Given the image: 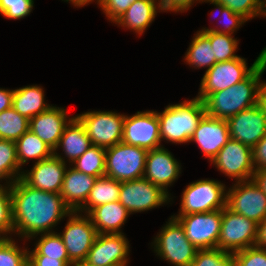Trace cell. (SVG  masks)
<instances>
[{"instance_id": "41", "label": "cell", "mask_w": 266, "mask_h": 266, "mask_svg": "<svg viewBox=\"0 0 266 266\" xmlns=\"http://www.w3.org/2000/svg\"><path fill=\"white\" fill-rule=\"evenodd\" d=\"M236 266H266V249L249 247L233 253Z\"/></svg>"}, {"instance_id": "24", "label": "cell", "mask_w": 266, "mask_h": 266, "mask_svg": "<svg viewBox=\"0 0 266 266\" xmlns=\"http://www.w3.org/2000/svg\"><path fill=\"white\" fill-rule=\"evenodd\" d=\"M157 9L160 10L157 0H136L115 21V24L131 29L141 35L154 21Z\"/></svg>"}, {"instance_id": "33", "label": "cell", "mask_w": 266, "mask_h": 266, "mask_svg": "<svg viewBox=\"0 0 266 266\" xmlns=\"http://www.w3.org/2000/svg\"><path fill=\"white\" fill-rule=\"evenodd\" d=\"M37 242L35 249L31 252L28 251V255H45L47 258L69 260L67 249L56 232L41 233V238Z\"/></svg>"}, {"instance_id": "45", "label": "cell", "mask_w": 266, "mask_h": 266, "mask_svg": "<svg viewBox=\"0 0 266 266\" xmlns=\"http://www.w3.org/2000/svg\"><path fill=\"white\" fill-rule=\"evenodd\" d=\"M252 149L255 170L266 169V135Z\"/></svg>"}, {"instance_id": "19", "label": "cell", "mask_w": 266, "mask_h": 266, "mask_svg": "<svg viewBox=\"0 0 266 266\" xmlns=\"http://www.w3.org/2000/svg\"><path fill=\"white\" fill-rule=\"evenodd\" d=\"M227 120H221L205 114L190 138L198 144L205 157L211 160L230 140Z\"/></svg>"}, {"instance_id": "18", "label": "cell", "mask_w": 266, "mask_h": 266, "mask_svg": "<svg viewBox=\"0 0 266 266\" xmlns=\"http://www.w3.org/2000/svg\"><path fill=\"white\" fill-rule=\"evenodd\" d=\"M230 138L253 148L266 135V116L254 105L227 120Z\"/></svg>"}, {"instance_id": "43", "label": "cell", "mask_w": 266, "mask_h": 266, "mask_svg": "<svg viewBox=\"0 0 266 266\" xmlns=\"http://www.w3.org/2000/svg\"><path fill=\"white\" fill-rule=\"evenodd\" d=\"M70 260L47 258L45 255H28V266H72Z\"/></svg>"}, {"instance_id": "2", "label": "cell", "mask_w": 266, "mask_h": 266, "mask_svg": "<svg viewBox=\"0 0 266 266\" xmlns=\"http://www.w3.org/2000/svg\"><path fill=\"white\" fill-rule=\"evenodd\" d=\"M264 49L265 60L246 79L229 88L211 93L203 100L208 116L228 120L256 105L260 78L266 70V48Z\"/></svg>"}, {"instance_id": "42", "label": "cell", "mask_w": 266, "mask_h": 266, "mask_svg": "<svg viewBox=\"0 0 266 266\" xmlns=\"http://www.w3.org/2000/svg\"><path fill=\"white\" fill-rule=\"evenodd\" d=\"M136 0H101L100 7L113 23L119 19Z\"/></svg>"}, {"instance_id": "17", "label": "cell", "mask_w": 266, "mask_h": 266, "mask_svg": "<svg viewBox=\"0 0 266 266\" xmlns=\"http://www.w3.org/2000/svg\"><path fill=\"white\" fill-rule=\"evenodd\" d=\"M129 242L122 234H98L85 262L95 266H126Z\"/></svg>"}, {"instance_id": "8", "label": "cell", "mask_w": 266, "mask_h": 266, "mask_svg": "<svg viewBox=\"0 0 266 266\" xmlns=\"http://www.w3.org/2000/svg\"><path fill=\"white\" fill-rule=\"evenodd\" d=\"M258 223L235 213L226 206L222 209V221L217 248L234 253L253 247L257 238Z\"/></svg>"}, {"instance_id": "25", "label": "cell", "mask_w": 266, "mask_h": 266, "mask_svg": "<svg viewBox=\"0 0 266 266\" xmlns=\"http://www.w3.org/2000/svg\"><path fill=\"white\" fill-rule=\"evenodd\" d=\"M91 146L92 144L84 125L77 117H72L70 122L66 125L58 146L54 151L62 147L65 156L69 158V163H72L83 155Z\"/></svg>"}, {"instance_id": "28", "label": "cell", "mask_w": 266, "mask_h": 266, "mask_svg": "<svg viewBox=\"0 0 266 266\" xmlns=\"http://www.w3.org/2000/svg\"><path fill=\"white\" fill-rule=\"evenodd\" d=\"M16 156L20 167L28 163L29 159L37 162L47 159L54 154V150L28 130L16 142Z\"/></svg>"}, {"instance_id": "22", "label": "cell", "mask_w": 266, "mask_h": 266, "mask_svg": "<svg viewBox=\"0 0 266 266\" xmlns=\"http://www.w3.org/2000/svg\"><path fill=\"white\" fill-rule=\"evenodd\" d=\"M97 178L73 167L66 170L60 195L71 211L77 212L85 204Z\"/></svg>"}, {"instance_id": "13", "label": "cell", "mask_w": 266, "mask_h": 266, "mask_svg": "<svg viewBox=\"0 0 266 266\" xmlns=\"http://www.w3.org/2000/svg\"><path fill=\"white\" fill-rule=\"evenodd\" d=\"M74 264L85 261L98 235L91 219L87 215H79L76 211L69 214V220L62 234H59Z\"/></svg>"}, {"instance_id": "26", "label": "cell", "mask_w": 266, "mask_h": 266, "mask_svg": "<svg viewBox=\"0 0 266 266\" xmlns=\"http://www.w3.org/2000/svg\"><path fill=\"white\" fill-rule=\"evenodd\" d=\"M44 96L43 88L37 85L15 89L12 107L21 116L30 120L51 107L45 103Z\"/></svg>"}, {"instance_id": "9", "label": "cell", "mask_w": 266, "mask_h": 266, "mask_svg": "<svg viewBox=\"0 0 266 266\" xmlns=\"http://www.w3.org/2000/svg\"><path fill=\"white\" fill-rule=\"evenodd\" d=\"M76 117L84 125L92 145L108 148L122 141L125 115L111 111H91Z\"/></svg>"}, {"instance_id": "16", "label": "cell", "mask_w": 266, "mask_h": 266, "mask_svg": "<svg viewBox=\"0 0 266 266\" xmlns=\"http://www.w3.org/2000/svg\"><path fill=\"white\" fill-rule=\"evenodd\" d=\"M65 159L56 151L44 160L35 162L30 172L22 173L21 179L31 188L60 194L67 170Z\"/></svg>"}, {"instance_id": "7", "label": "cell", "mask_w": 266, "mask_h": 266, "mask_svg": "<svg viewBox=\"0 0 266 266\" xmlns=\"http://www.w3.org/2000/svg\"><path fill=\"white\" fill-rule=\"evenodd\" d=\"M225 185L213 179L190 183L183 191L178 215L206 213L226 206Z\"/></svg>"}, {"instance_id": "20", "label": "cell", "mask_w": 266, "mask_h": 266, "mask_svg": "<svg viewBox=\"0 0 266 266\" xmlns=\"http://www.w3.org/2000/svg\"><path fill=\"white\" fill-rule=\"evenodd\" d=\"M180 171L179 162L163 146L147 152L143 177L161 187L166 193H168L167 187L178 179Z\"/></svg>"}, {"instance_id": "15", "label": "cell", "mask_w": 266, "mask_h": 266, "mask_svg": "<svg viewBox=\"0 0 266 266\" xmlns=\"http://www.w3.org/2000/svg\"><path fill=\"white\" fill-rule=\"evenodd\" d=\"M122 142L147 151L161 147L160 127L156 111H138L132 116L125 115Z\"/></svg>"}, {"instance_id": "29", "label": "cell", "mask_w": 266, "mask_h": 266, "mask_svg": "<svg viewBox=\"0 0 266 266\" xmlns=\"http://www.w3.org/2000/svg\"><path fill=\"white\" fill-rule=\"evenodd\" d=\"M185 61L195 68L207 67L210 69L215 63L213 48L210 39L203 33L197 32L186 52Z\"/></svg>"}, {"instance_id": "3", "label": "cell", "mask_w": 266, "mask_h": 266, "mask_svg": "<svg viewBox=\"0 0 266 266\" xmlns=\"http://www.w3.org/2000/svg\"><path fill=\"white\" fill-rule=\"evenodd\" d=\"M156 113L161 141L165 139L180 144L190 142L199 121L206 114L204 103L199 98L168 105L162 113Z\"/></svg>"}, {"instance_id": "23", "label": "cell", "mask_w": 266, "mask_h": 266, "mask_svg": "<svg viewBox=\"0 0 266 266\" xmlns=\"http://www.w3.org/2000/svg\"><path fill=\"white\" fill-rule=\"evenodd\" d=\"M130 214L119 201H115L93 208L87 216L98 234H122L120 228Z\"/></svg>"}, {"instance_id": "10", "label": "cell", "mask_w": 266, "mask_h": 266, "mask_svg": "<svg viewBox=\"0 0 266 266\" xmlns=\"http://www.w3.org/2000/svg\"><path fill=\"white\" fill-rule=\"evenodd\" d=\"M172 217L181 224L186 238L198 250L217 248L221 229L222 209Z\"/></svg>"}, {"instance_id": "52", "label": "cell", "mask_w": 266, "mask_h": 266, "mask_svg": "<svg viewBox=\"0 0 266 266\" xmlns=\"http://www.w3.org/2000/svg\"><path fill=\"white\" fill-rule=\"evenodd\" d=\"M72 266H95V265H90L87 262L82 261V262L74 263Z\"/></svg>"}, {"instance_id": "35", "label": "cell", "mask_w": 266, "mask_h": 266, "mask_svg": "<svg viewBox=\"0 0 266 266\" xmlns=\"http://www.w3.org/2000/svg\"><path fill=\"white\" fill-rule=\"evenodd\" d=\"M190 266H236L233 253L219 248L200 249Z\"/></svg>"}, {"instance_id": "39", "label": "cell", "mask_w": 266, "mask_h": 266, "mask_svg": "<svg viewBox=\"0 0 266 266\" xmlns=\"http://www.w3.org/2000/svg\"><path fill=\"white\" fill-rule=\"evenodd\" d=\"M247 21L259 16L262 0H216Z\"/></svg>"}, {"instance_id": "44", "label": "cell", "mask_w": 266, "mask_h": 266, "mask_svg": "<svg viewBox=\"0 0 266 266\" xmlns=\"http://www.w3.org/2000/svg\"><path fill=\"white\" fill-rule=\"evenodd\" d=\"M195 1L204 0H158L160 10L162 11H174V12H184L195 3Z\"/></svg>"}, {"instance_id": "14", "label": "cell", "mask_w": 266, "mask_h": 266, "mask_svg": "<svg viewBox=\"0 0 266 266\" xmlns=\"http://www.w3.org/2000/svg\"><path fill=\"white\" fill-rule=\"evenodd\" d=\"M211 162L226 176L237 179L236 182L251 180L255 173L253 149L233 139L219 150Z\"/></svg>"}, {"instance_id": "36", "label": "cell", "mask_w": 266, "mask_h": 266, "mask_svg": "<svg viewBox=\"0 0 266 266\" xmlns=\"http://www.w3.org/2000/svg\"><path fill=\"white\" fill-rule=\"evenodd\" d=\"M11 238L0 239V266H28V249H20Z\"/></svg>"}, {"instance_id": "12", "label": "cell", "mask_w": 266, "mask_h": 266, "mask_svg": "<svg viewBox=\"0 0 266 266\" xmlns=\"http://www.w3.org/2000/svg\"><path fill=\"white\" fill-rule=\"evenodd\" d=\"M169 194L144 177L121 182L118 201L132 214L170 202Z\"/></svg>"}, {"instance_id": "46", "label": "cell", "mask_w": 266, "mask_h": 266, "mask_svg": "<svg viewBox=\"0 0 266 266\" xmlns=\"http://www.w3.org/2000/svg\"><path fill=\"white\" fill-rule=\"evenodd\" d=\"M14 90L0 88V113L12 106Z\"/></svg>"}, {"instance_id": "48", "label": "cell", "mask_w": 266, "mask_h": 266, "mask_svg": "<svg viewBox=\"0 0 266 266\" xmlns=\"http://www.w3.org/2000/svg\"><path fill=\"white\" fill-rule=\"evenodd\" d=\"M258 108L265 114L266 116V83L260 82L258 87L257 94V103Z\"/></svg>"}, {"instance_id": "37", "label": "cell", "mask_w": 266, "mask_h": 266, "mask_svg": "<svg viewBox=\"0 0 266 266\" xmlns=\"http://www.w3.org/2000/svg\"><path fill=\"white\" fill-rule=\"evenodd\" d=\"M9 184V182L7 183L8 186L0 184V239H6L8 238L5 236L6 234L14 233Z\"/></svg>"}, {"instance_id": "50", "label": "cell", "mask_w": 266, "mask_h": 266, "mask_svg": "<svg viewBox=\"0 0 266 266\" xmlns=\"http://www.w3.org/2000/svg\"><path fill=\"white\" fill-rule=\"evenodd\" d=\"M64 1H69L70 3L72 2V4L74 6H77V7H80V6H84L86 4H89V2H92L93 0H64ZM100 1L101 0H97V4L99 5L100 4Z\"/></svg>"}, {"instance_id": "47", "label": "cell", "mask_w": 266, "mask_h": 266, "mask_svg": "<svg viewBox=\"0 0 266 266\" xmlns=\"http://www.w3.org/2000/svg\"><path fill=\"white\" fill-rule=\"evenodd\" d=\"M255 247L266 249V218L258 224Z\"/></svg>"}, {"instance_id": "38", "label": "cell", "mask_w": 266, "mask_h": 266, "mask_svg": "<svg viewBox=\"0 0 266 266\" xmlns=\"http://www.w3.org/2000/svg\"><path fill=\"white\" fill-rule=\"evenodd\" d=\"M203 2H210V4H214V6L217 7L218 11L221 12L222 17L224 18L225 21V28L223 29H216V28H210L206 29L203 28L199 32H205V31H210V32H217V33H224V34H230L232 35L244 22L247 20L243 18L241 15L234 13L231 11L228 7H225L223 4L219 3L216 0H204Z\"/></svg>"}, {"instance_id": "6", "label": "cell", "mask_w": 266, "mask_h": 266, "mask_svg": "<svg viewBox=\"0 0 266 266\" xmlns=\"http://www.w3.org/2000/svg\"><path fill=\"white\" fill-rule=\"evenodd\" d=\"M153 243L157 255L174 266H190L198 251L186 238L181 224L172 216Z\"/></svg>"}, {"instance_id": "40", "label": "cell", "mask_w": 266, "mask_h": 266, "mask_svg": "<svg viewBox=\"0 0 266 266\" xmlns=\"http://www.w3.org/2000/svg\"><path fill=\"white\" fill-rule=\"evenodd\" d=\"M33 0H0V13L8 19H21L30 14Z\"/></svg>"}, {"instance_id": "30", "label": "cell", "mask_w": 266, "mask_h": 266, "mask_svg": "<svg viewBox=\"0 0 266 266\" xmlns=\"http://www.w3.org/2000/svg\"><path fill=\"white\" fill-rule=\"evenodd\" d=\"M29 130V119L12 106L0 113V139L16 142Z\"/></svg>"}, {"instance_id": "5", "label": "cell", "mask_w": 266, "mask_h": 266, "mask_svg": "<svg viewBox=\"0 0 266 266\" xmlns=\"http://www.w3.org/2000/svg\"><path fill=\"white\" fill-rule=\"evenodd\" d=\"M147 150L120 142L106 148L105 175L119 182L142 178Z\"/></svg>"}, {"instance_id": "1", "label": "cell", "mask_w": 266, "mask_h": 266, "mask_svg": "<svg viewBox=\"0 0 266 266\" xmlns=\"http://www.w3.org/2000/svg\"><path fill=\"white\" fill-rule=\"evenodd\" d=\"M14 232L25 238L52 232L71 209L58 193L31 188L21 178L9 184Z\"/></svg>"}, {"instance_id": "51", "label": "cell", "mask_w": 266, "mask_h": 266, "mask_svg": "<svg viewBox=\"0 0 266 266\" xmlns=\"http://www.w3.org/2000/svg\"><path fill=\"white\" fill-rule=\"evenodd\" d=\"M259 16L266 17V0H262Z\"/></svg>"}, {"instance_id": "11", "label": "cell", "mask_w": 266, "mask_h": 266, "mask_svg": "<svg viewBox=\"0 0 266 266\" xmlns=\"http://www.w3.org/2000/svg\"><path fill=\"white\" fill-rule=\"evenodd\" d=\"M226 207L259 224L266 218V195L253 179L236 182L226 192Z\"/></svg>"}, {"instance_id": "4", "label": "cell", "mask_w": 266, "mask_h": 266, "mask_svg": "<svg viewBox=\"0 0 266 266\" xmlns=\"http://www.w3.org/2000/svg\"><path fill=\"white\" fill-rule=\"evenodd\" d=\"M265 60V49L247 68L245 58L238 57L230 61L217 62L205 74L200 83V91L196 98L202 101L211 93L224 90L246 79L256 67Z\"/></svg>"}, {"instance_id": "49", "label": "cell", "mask_w": 266, "mask_h": 266, "mask_svg": "<svg viewBox=\"0 0 266 266\" xmlns=\"http://www.w3.org/2000/svg\"><path fill=\"white\" fill-rule=\"evenodd\" d=\"M266 195V169L255 170L252 178Z\"/></svg>"}, {"instance_id": "31", "label": "cell", "mask_w": 266, "mask_h": 266, "mask_svg": "<svg viewBox=\"0 0 266 266\" xmlns=\"http://www.w3.org/2000/svg\"><path fill=\"white\" fill-rule=\"evenodd\" d=\"M72 163L75 170L100 178L105 175L106 148L92 145Z\"/></svg>"}, {"instance_id": "21", "label": "cell", "mask_w": 266, "mask_h": 266, "mask_svg": "<svg viewBox=\"0 0 266 266\" xmlns=\"http://www.w3.org/2000/svg\"><path fill=\"white\" fill-rule=\"evenodd\" d=\"M67 118L66 109L51 105L48 110L29 120V130L55 150L68 124L67 122L72 119Z\"/></svg>"}, {"instance_id": "34", "label": "cell", "mask_w": 266, "mask_h": 266, "mask_svg": "<svg viewBox=\"0 0 266 266\" xmlns=\"http://www.w3.org/2000/svg\"><path fill=\"white\" fill-rule=\"evenodd\" d=\"M203 33L210 39V44L213 48L216 63L230 61L239 57L238 55H235V51L237 50L238 46V40L233 38L232 35L210 32L208 30Z\"/></svg>"}, {"instance_id": "27", "label": "cell", "mask_w": 266, "mask_h": 266, "mask_svg": "<svg viewBox=\"0 0 266 266\" xmlns=\"http://www.w3.org/2000/svg\"><path fill=\"white\" fill-rule=\"evenodd\" d=\"M121 182L106 175L97 178L84 205L77 212L86 215L100 205L115 202L119 199Z\"/></svg>"}, {"instance_id": "32", "label": "cell", "mask_w": 266, "mask_h": 266, "mask_svg": "<svg viewBox=\"0 0 266 266\" xmlns=\"http://www.w3.org/2000/svg\"><path fill=\"white\" fill-rule=\"evenodd\" d=\"M20 168L15 142L0 139V180L8 179L12 183L20 179L23 173Z\"/></svg>"}]
</instances>
